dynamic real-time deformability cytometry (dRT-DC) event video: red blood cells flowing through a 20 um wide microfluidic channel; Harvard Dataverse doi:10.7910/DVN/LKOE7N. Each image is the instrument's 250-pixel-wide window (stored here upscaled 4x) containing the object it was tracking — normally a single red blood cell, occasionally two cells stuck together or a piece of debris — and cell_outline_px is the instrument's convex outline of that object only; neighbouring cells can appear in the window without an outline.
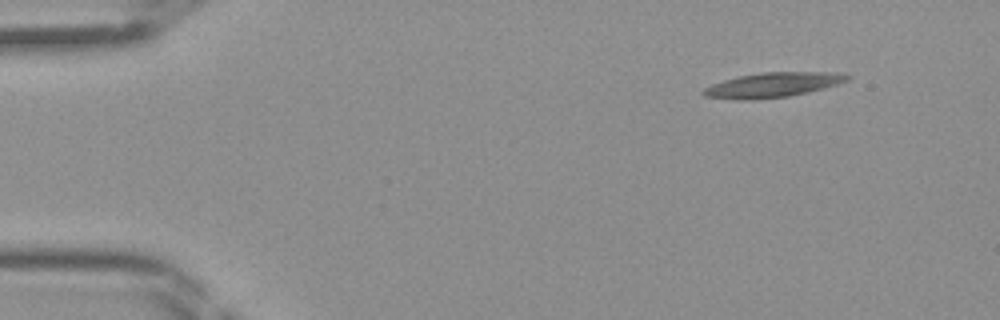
{"species": "Egyptian fruit bat (a non-hibernating species)", "species_latin": "Rousettus aegyptiacus", "temperature_condition": "room temperature", "stored_images_in_passage": 41, "camera_frame_rate_fps": 3000, "um_per_image_px": 0.085, "frame": {"image": 1, "passage_image": 1, "time_ms": 0.0, "image_size_px": [1000, 320], "cell_outline_px": [[852, 76], [848, 80], [824, 88], [808, 92], [788, 96], [756, 100], [740, 100], [704, 96], [700, 92], [704, 88], [712, 84], [724, 80], [740, 76], [764, 72], [836, 72]], "centroid_in_image_um": [65.67, 7.22], "position_along_channel_um": 19.3, "area_um2": 20.69}}
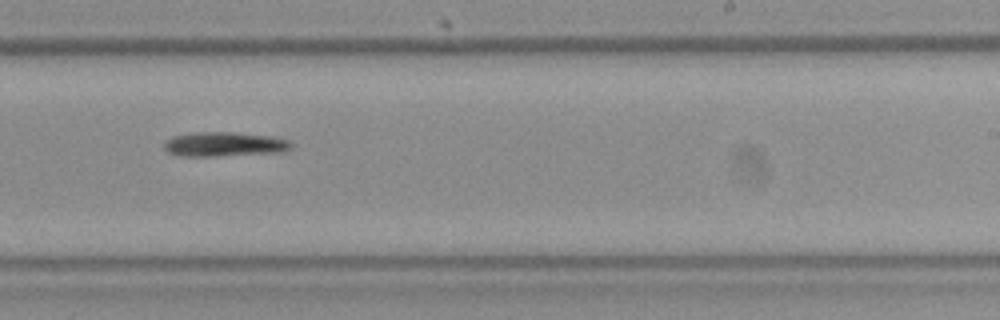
{"frame": {"image": 2, "passage_image": 24, "time_ms": 7.667, "image_size_px": [1000, 320], "cell_outline_px": [[292, 148], [284, 152], [216, 156], [176, 156], [168, 152], [164, 148], [164, 140], [172, 136], [192, 132], [232, 132], [272, 136], [288, 140], [292, 144]], "centroid_in_image_um": [19.04, 12.26], "position_along_channel_um": 270.0, "area_um2": 18.38}}
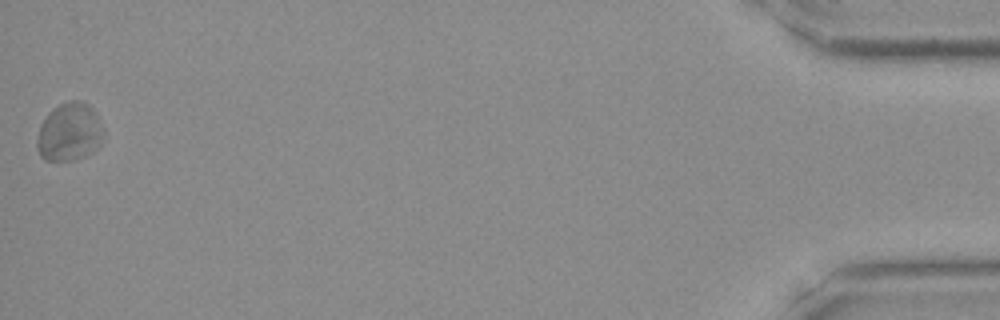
{"frame": {"image": 3, "passage_image": 41, "time_ms": 13.333, "image_size_px": [1000, 320], "cell_outline_px": [[104, 140], [92, 152], [76, 160], [44, 160], [40, 156], [36, 148], [36, 140], [40, 124], [48, 112], [52, 108], [68, 100], [80, 100], [88, 104], [96, 112], [104, 128]], "centroid_in_image_um": [5.9, 11.21], "position_along_channel_um": 429.3, "area_um2": 23.06}}